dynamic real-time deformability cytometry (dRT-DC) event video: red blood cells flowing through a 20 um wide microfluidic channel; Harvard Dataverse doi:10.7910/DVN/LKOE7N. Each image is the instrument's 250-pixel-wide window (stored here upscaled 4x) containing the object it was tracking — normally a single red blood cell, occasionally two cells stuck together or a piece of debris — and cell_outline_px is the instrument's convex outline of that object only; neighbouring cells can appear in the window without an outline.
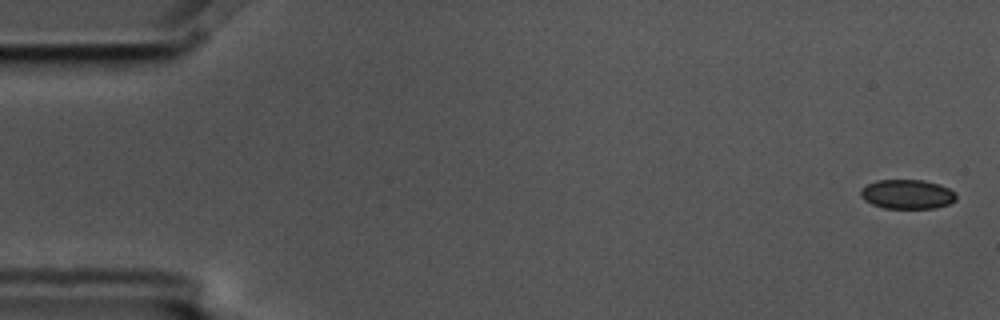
{"species": "common noctule bat (a hibernating species)", "species_latin": "Nyctalus noctula", "temperature_condition": "cold", "stored_images_in_passage": 15, "camera_frame_rate_fps": 3000, "um_per_image_px": 0.085, "animal": {"sex": "male", "body_mass_g": 17.5, "forearm_length_mm": 52.3}, "frame": {"image": 1, "passage_image": 1, "time_ms": 0.0, "image_size_px": [1000, 320], "cell_outline_px": [[956, 200], [948, 204], [936, 208], [884, 208], [872, 204], [864, 200], [860, 196], [860, 188], [876, 180], [924, 180], [940, 184], [956, 192]], "centroid_in_image_um": [77.11, 16.5], "position_along_channel_um": 7.9, "area_um2": 16.47}}
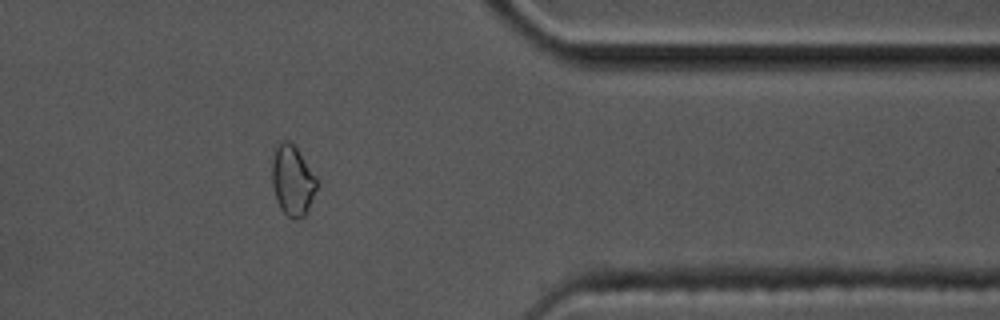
{"frame": {"image": 2, "passage_image": 13, "time_ms": 4.0, "image_size_px": [1000, 320], "cell_outline_px": [[316, 188], [308, 208], [304, 216], [292, 220], [280, 208], [276, 200], [272, 184], [272, 160], [276, 148], [280, 140], [288, 140], [296, 148], [316, 176]], "centroid_in_image_um": [24.83, 15.34], "position_along_channel_um": 386.6, "area_um2": 18.03}}
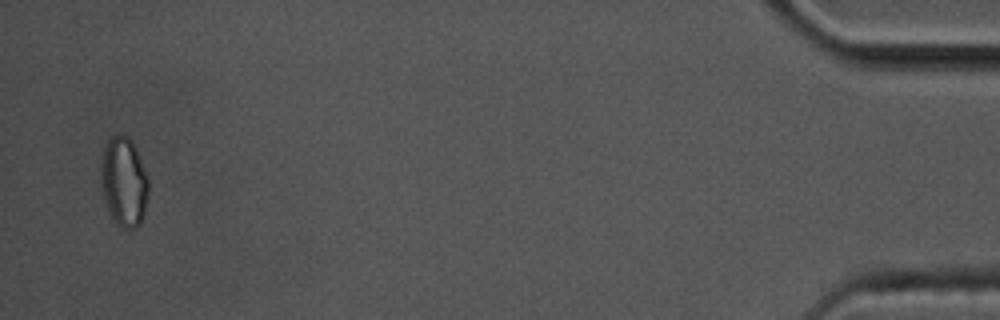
{"frame": {"image": 3, "passage_image": 15, "time_ms": 4.667, "image_size_px": [1000, 320], "cell_outline_px": [[148, 192], [144, 212], [140, 224], [136, 228], [120, 228], [112, 216], [108, 208], [104, 196], [100, 172], [104, 144], [112, 136], [128, 136], [132, 140], [136, 148], [148, 176]], "centroid_in_image_um": [10.54, 15.44], "position_along_channel_um": 424.7, "area_um2": 24.57}}